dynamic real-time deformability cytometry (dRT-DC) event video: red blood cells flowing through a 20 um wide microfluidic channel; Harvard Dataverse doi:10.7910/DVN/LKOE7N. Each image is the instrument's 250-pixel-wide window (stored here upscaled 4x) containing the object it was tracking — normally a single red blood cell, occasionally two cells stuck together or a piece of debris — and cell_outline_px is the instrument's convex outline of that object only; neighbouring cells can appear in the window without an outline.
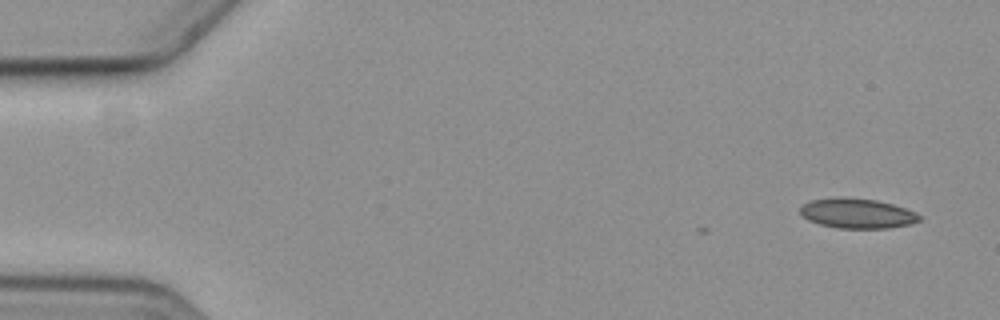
{"species": "common noctule bat (a hibernating species)", "species_latin": "Nyctalus noctula", "temperature_condition": "cold", "stored_images_in_passage": 6, "camera_frame_rate_fps": 3000, "um_per_image_px": 0.085, "animal": {"sex": "female", "body_mass_g": 19.3, "forearm_length_mm": 54.1}, "frame": {"image": 1, "passage_image": 1, "time_ms": 0.0, "image_size_px": [1000, 320], "cell_outline_px": [[920, 220], [912, 224], [888, 228], [836, 228], [820, 224], [808, 220], [800, 212], [800, 208], [804, 204], [812, 200], [876, 200], [892, 204], [916, 212], [920, 216]], "centroid_in_image_um": [72.93, 18.19], "position_along_channel_um": 12.1, "area_um2": 19.83}}
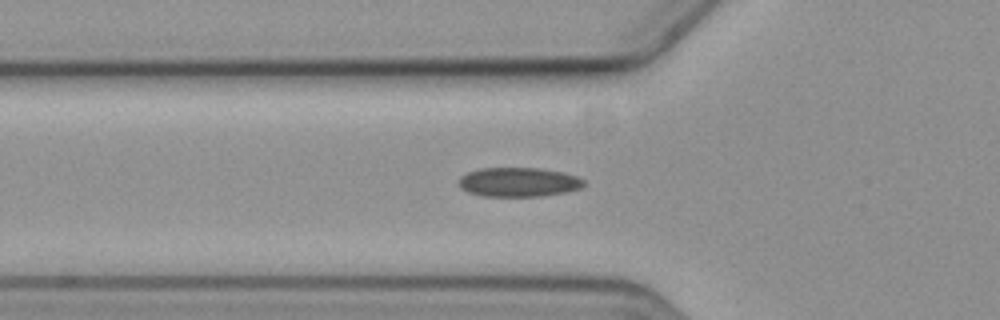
{"frame": {"image": 2, "passage_image": 5, "time_ms": 5.667, "image_size_px": [1000, 320], "cell_outline_px": [[584, 184], [580, 188], [564, 192], [540, 196], [480, 196], [468, 192], [460, 188], [460, 176], [468, 172], [480, 168], [540, 168], [564, 172], [576, 176], [584, 180]], "centroid_in_image_um": [44.06, 15.47], "position_along_channel_um": 81.7, "area_um2": 21.27}}
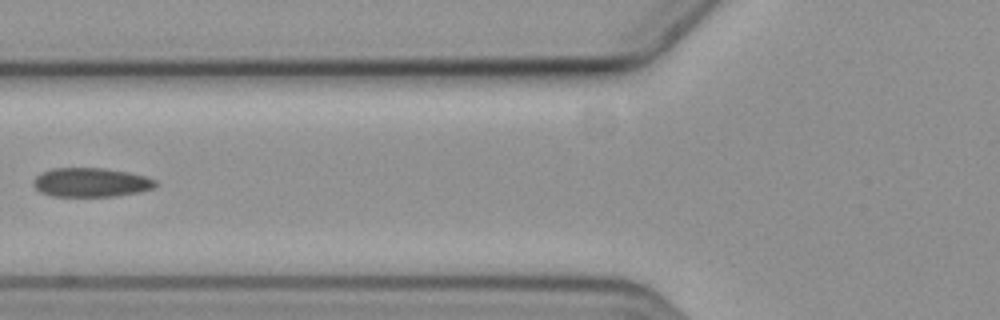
{"frame": {"image": 3, "passage_image": 6, "time_ms": 6.667, "image_size_px": [1000, 320], "cell_outline_px": [[156, 184], [152, 188], [140, 192], [116, 196], [52, 196], [40, 192], [32, 184], [32, 180], [40, 172], [52, 168], [104, 168], [128, 172], [144, 176], [156, 180]], "centroid_in_image_um": [7.69, 15.5], "position_along_channel_um": 118.1, "area_um2": 20.75}}